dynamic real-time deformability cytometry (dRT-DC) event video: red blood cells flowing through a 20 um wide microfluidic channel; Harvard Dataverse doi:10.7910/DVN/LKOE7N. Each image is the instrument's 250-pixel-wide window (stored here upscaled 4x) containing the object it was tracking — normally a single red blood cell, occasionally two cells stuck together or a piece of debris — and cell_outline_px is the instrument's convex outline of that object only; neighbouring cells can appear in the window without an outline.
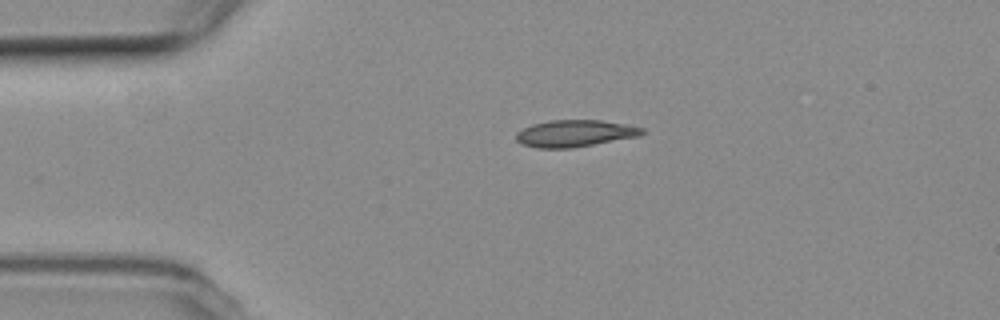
{"species": "common noctule bat (a hibernating species)", "species_latin": "Nyctalus noctula", "temperature_condition": "room temperature", "stored_images_in_passage": 44, "camera_frame_rate_fps": 3000, "um_per_image_px": 0.085, "animal": {"sex": "female", "body_mass_g": 19.3, "forearm_length_mm": 54.1}, "frame": {"image": 1, "passage_image": 1, "time_ms": 0.0, "image_size_px": [1000, 320], "cell_outline_px": [[644, 132], [640, 136], [572, 148], [536, 148], [524, 144], [516, 140], [516, 132], [532, 124], [548, 120], [600, 120], [628, 124], [644, 128]], "centroid_in_image_um": [48.88, 11.33], "position_along_channel_um": 36.1, "area_um2": 19.77}}
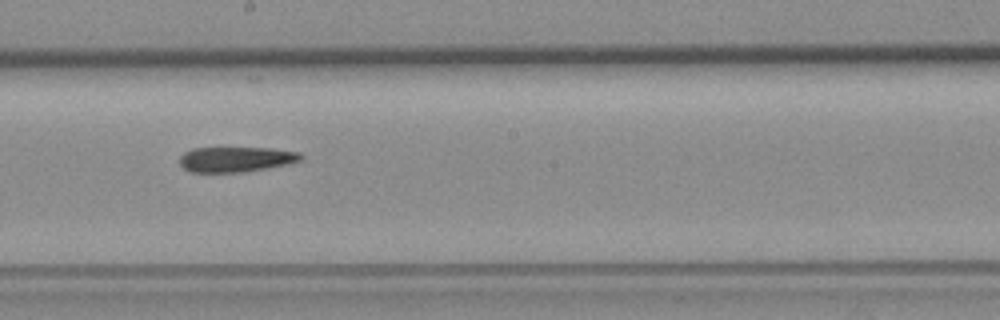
{"frame": {"image": 2, "passage_image": 19, "time_ms": 6.0, "image_size_px": [1000, 320], "cell_outline_px": [[304, 160], [288, 164], [268, 168], [244, 172], [192, 172], [184, 168], [180, 164], [180, 156], [184, 152], [192, 148], [272, 148], [300, 152], [304, 156]], "centroid_in_image_um": [20.11, 13.54], "position_along_channel_um": 228.1, "area_um2": 17.98}}
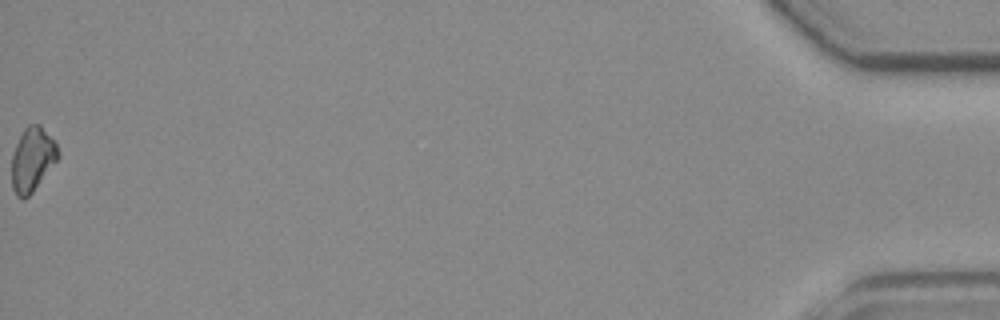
{"frame": {"image": 3, "passage_image": 44, "time_ms": 14.333, "image_size_px": [1000, 320], "cell_outline_px": [[60, 156], [32, 192], [24, 200], [16, 196], [12, 188], [12, 156], [16, 144], [24, 128], [28, 124], [40, 124], [56, 144], [60, 152]], "centroid_in_image_um": [2.74, 13.55], "position_along_channel_um": 432.5, "area_um2": 17.17}}